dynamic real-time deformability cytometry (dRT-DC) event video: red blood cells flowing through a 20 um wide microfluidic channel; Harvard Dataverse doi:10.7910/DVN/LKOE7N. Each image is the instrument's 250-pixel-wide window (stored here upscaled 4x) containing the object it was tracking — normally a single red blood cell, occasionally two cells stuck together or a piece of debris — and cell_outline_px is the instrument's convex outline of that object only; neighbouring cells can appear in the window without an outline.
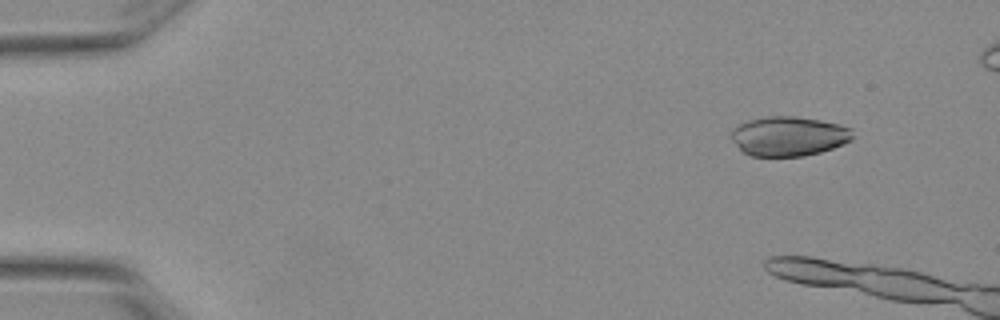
{"species": "Egyptian fruit bat (a non-hibernating species)", "species_latin": "Rousettus aegyptiacus", "temperature_condition": "warm", "stored_images_in_passage": 5, "camera_frame_rate_fps": 3000, "um_per_image_px": 0.085, "animal": {"sex": "female"}, "frame": {"image": 1, "passage_image": 2, "time_ms": 0.333, "image_size_px": [1000, 320], "cell_outline_px": [[852, 140], [844, 144], [820, 152], [804, 156], [752, 156], [744, 152], [732, 140], [732, 128], [748, 120], [764, 116], [796, 116], [820, 120], [840, 124], [852, 128]], "centroid_in_image_um": [67.06, 11.57], "position_along_channel_um": 17.9, "area_um2": 28.03}}